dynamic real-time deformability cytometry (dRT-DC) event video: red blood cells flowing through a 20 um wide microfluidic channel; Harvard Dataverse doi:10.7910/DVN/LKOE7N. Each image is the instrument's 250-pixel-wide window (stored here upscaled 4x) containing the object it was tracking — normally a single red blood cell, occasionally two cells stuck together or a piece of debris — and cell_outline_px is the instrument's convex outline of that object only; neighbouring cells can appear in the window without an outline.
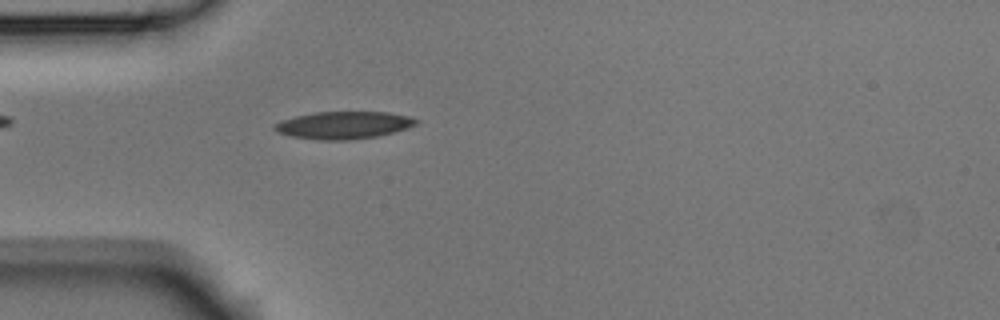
{"species": "Egyptian fruit bat (a non-hibernating species)", "species_latin": "Rousettus aegyptiacus", "temperature_condition": "room temperature", "stored_images_in_passage": 2, "camera_frame_rate_fps": 3000, "um_per_image_px": 0.085, "animal": {"sex": "male"}, "frame": {"image": 1, "passage_image": 2, "time_ms": 0.333, "image_size_px": [1000, 320], "cell_outline_px": [[420, 120], [416, 124], [392, 132], [376, 136], [352, 140], [316, 140], [288, 136], [276, 132], [272, 128], [272, 124], [280, 120], [296, 116], [316, 112], [388, 112], [408, 116]], "centroid_in_image_um": [29.11, 10.64], "position_along_channel_um": 55.9, "area_um2": 22.72}}